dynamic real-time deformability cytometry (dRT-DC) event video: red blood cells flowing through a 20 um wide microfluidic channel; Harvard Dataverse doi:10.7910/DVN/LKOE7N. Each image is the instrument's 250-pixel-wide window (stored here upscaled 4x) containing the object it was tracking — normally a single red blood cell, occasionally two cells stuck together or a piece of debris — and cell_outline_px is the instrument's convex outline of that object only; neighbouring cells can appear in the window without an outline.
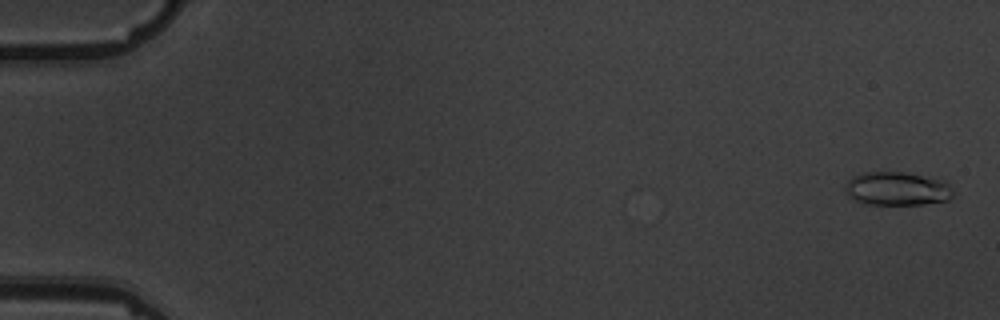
{"species": "common noctule bat (a hibernating species)", "species_latin": "Nyctalus noctula", "temperature_condition": "warm", "stored_images_in_passage": 5, "camera_frame_rate_fps": 3000, "um_per_image_px": 0.085, "animal": {"sex": "male", "body_mass_g": 19.5, "forearm_length_mm": 54.6}, "frame": {"image": 1, "passage_image": 1, "time_ms": 0.0, "image_size_px": [1000, 320], "cell_outline_px": [[956, 196], [948, 200], [924, 204], [864, 204], [852, 200], [844, 192], [844, 188], [848, 180], [852, 176], [864, 172], [904, 172], [944, 180], [952, 188]], "centroid_in_image_um": [76.24, 16.04], "position_along_channel_um": 8.8, "area_um2": 21.44}}
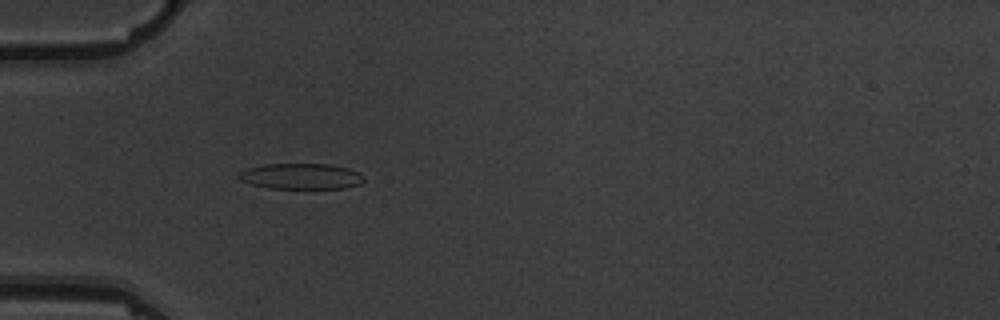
{"frame": {"image": 2, "passage_image": 5, "time_ms": 5.667, "image_size_px": [1000, 320], "cell_outline_px": [[364, 180], [360, 184], [344, 188], [268, 188], [252, 184], [240, 180], [236, 176], [240, 172], [248, 168], [264, 164], [332, 164], [348, 168], [360, 172], [364, 176]], "centroid_in_image_um": [25.61, 14.98], "position_along_channel_um": 59.4, "area_um2": 18.84}}